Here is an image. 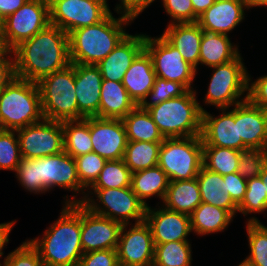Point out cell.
Segmentation results:
<instances>
[{
  "mask_svg": "<svg viewBox=\"0 0 267 266\" xmlns=\"http://www.w3.org/2000/svg\"><path fill=\"white\" fill-rule=\"evenodd\" d=\"M15 77L38 83L71 64L68 34L49 24L13 50Z\"/></svg>",
  "mask_w": 267,
  "mask_h": 266,
  "instance_id": "6da1fadb",
  "label": "cell"
},
{
  "mask_svg": "<svg viewBox=\"0 0 267 266\" xmlns=\"http://www.w3.org/2000/svg\"><path fill=\"white\" fill-rule=\"evenodd\" d=\"M29 242L37 249L43 266H77L84 254L81 245V203L64 204L59 218L42 238Z\"/></svg>",
  "mask_w": 267,
  "mask_h": 266,
  "instance_id": "7a4b0ae2",
  "label": "cell"
},
{
  "mask_svg": "<svg viewBox=\"0 0 267 266\" xmlns=\"http://www.w3.org/2000/svg\"><path fill=\"white\" fill-rule=\"evenodd\" d=\"M112 14L68 34L71 63L97 65L129 34L125 28L134 20L123 15L115 18Z\"/></svg>",
  "mask_w": 267,
  "mask_h": 266,
  "instance_id": "3957f363",
  "label": "cell"
},
{
  "mask_svg": "<svg viewBox=\"0 0 267 266\" xmlns=\"http://www.w3.org/2000/svg\"><path fill=\"white\" fill-rule=\"evenodd\" d=\"M196 90L166 100L147 111L164 138L192 137L201 135L202 112Z\"/></svg>",
  "mask_w": 267,
  "mask_h": 266,
  "instance_id": "277c9868",
  "label": "cell"
},
{
  "mask_svg": "<svg viewBox=\"0 0 267 266\" xmlns=\"http://www.w3.org/2000/svg\"><path fill=\"white\" fill-rule=\"evenodd\" d=\"M43 118L37 83L14 77L0 92V129L18 130Z\"/></svg>",
  "mask_w": 267,
  "mask_h": 266,
  "instance_id": "5b68a950",
  "label": "cell"
},
{
  "mask_svg": "<svg viewBox=\"0 0 267 266\" xmlns=\"http://www.w3.org/2000/svg\"><path fill=\"white\" fill-rule=\"evenodd\" d=\"M37 85L45 119L59 122L79 120L74 63L44 77Z\"/></svg>",
  "mask_w": 267,
  "mask_h": 266,
  "instance_id": "8992f818",
  "label": "cell"
},
{
  "mask_svg": "<svg viewBox=\"0 0 267 266\" xmlns=\"http://www.w3.org/2000/svg\"><path fill=\"white\" fill-rule=\"evenodd\" d=\"M201 136L164 138L159 149L158 166L169 181L191 180L203 166Z\"/></svg>",
  "mask_w": 267,
  "mask_h": 266,
  "instance_id": "52a82bcc",
  "label": "cell"
},
{
  "mask_svg": "<svg viewBox=\"0 0 267 266\" xmlns=\"http://www.w3.org/2000/svg\"><path fill=\"white\" fill-rule=\"evenodd\" d=\"M242 59L240 53L230 62L210 67L214 70L204 97L205 105H213L217 109L233 108L234 105L248 100L250 74Z\"/></svg>",
  "mask_w": 267,
  "mask_h": 266,
  "instance_id": "ba28073f",
  "label": "cell"
},
{
  "mask_svg": "<svg viewBox=\"0 0 267 266\" xmlns=\"http://www.w3.org/2000/svg\"><path fill=\"white\" fill-rule=\"evenodd\" d=\"M86 191L82 204L91 212L120 222L122 225H131V219L135 220V224L145 221L147 206L132 191L131 186ZM93 194L97 199L91 197Z\"/></svg>",
  "mask_w": 267,
  "mask_h": 266,
  "instance_id": "9c48e42d",
  "label": "cell"
},
{
  "mask_svg": "<svg viewBox=\"0 0 267 266\" xmlns=\"http://www.w3.org/2000/svg\"><path fill=\"white\" fill-rule=\"evenodd\" d=\"M50 24L67 34L97 24L110 13L108 2L95 0H49Z\"/></svg>",
  "mask_w": 267,
  "mask_h": 266,
  "instance_id": "30bf717a",
  "label": "cell"
},
{
  "mask_svg": "<svg viewBox=\"0 0 267 266\" xmlns=\"http://www.w3.org/2000/svg\"><path fill=\"white\" fill-rule=\"evenodd\" d=\"M145 50L151 56L156 77L179 82L187 90H194L192 85L197 70L162 35L153 38L145 34Z\"/></svg>",
  "mask_w": 267,
  "mask_h": 266,
  "instance_id": "8fae6325",
  "label": "cell"
},
{
  "mask_svg": "<svg viewBox=\"0 0 267 266\" xmlns=\"http://www.w3.org/2000/svg\"><path fill=\"white\" fill-rule=\"evenodd\" d=\"M49 24V0H28L4 19L5 50L12 51Z\"/></svg>",
  "mask_w": 267,
  "mask_h": 266,
  "instance_id": "7c38bea8",
  "label": "cell"
},
{
  "mask_svg": "<svg viewBox=\"0 0 267 266\" xmlns=\"http://www.w3.org/2000/svg\"><path fill=\"white\" fill-rule=\"evenodd\" d=\"M22 158L37 159L64 151L62 122L43 118L16 130Z\"/></svg>",
  "mask_w": 267,
  "mask_h": 266,
  "instance_id": "4fadbf2b",
  "label": "cell"
},
{
  "mask_svg": "<svg viewBox=\"0 0 267 266\" xmlns=\"http://www.w3.org/2000/svg\"><path fill=\"white\" fill-rule=\"evenodd\" d=\"M40 180L48 188V192L55 187L63 188L75 192L82 193V198L76 199L77 195L69 199L64 196V204L82 203L85 199V188L80 184L76 163L73 157L65 151L51 156L39 158ZM68 197V198H67Z\"/></svg>",
  "mask_w": 267,
  "mask_h": 266,
  "instance_id": "5bb4252c",
  "label": "cell"
},
{
  "mask_svg": "<svg viewBox=\"0 0 267 266\" xmlns=\"http://www.w3.org/2000/svg\"><path fill=\"white\" fill-rule=\"evenodd\" d=\"M123 224L119 234L117 255L120 266H148L154 262L155 245L149 225L143 221ZM127 229V230H126Z\"/></svg>",
  "mask_w": 267,
  "mask_h": 266,
  "instance_id": "9a60e30c",
  "label": "cell"
},
{
  "mask_svg": "<svg viewBox=\"0 0 267 266\" xmlns=\"http://www.w3.org/2000/svg\"><path fill=\"white\" fill-rule=\"evenodd\" d=\"M122 224L91 212L81 203V245L83 253L117 249Z\"/></svg>",
  "mask_w": 267,
  "mask_h": 266,
  "instance_id": "2e32d148",
  "label": "cell"
},
{
  "mask_svg": "<svg viewBox=\"0 0 267 266\" xmlns=\"http://www.w3.org/2000/svg\"><path fill=\"white\" fill-rule=\"evenodd\" d=\"M93 152L106 160H121L128 143L122 119L90 117Z\"/></svg>",
  "mask_w": 267,
  "mask_h": 266,
  "instance_id": "e0dca14e",
  "label": "cell"
},
{
  "mask_svg": "<svg viewBox=\"0 0 267 266\" xmlns=\"http://www.w3.org/2000/svg\"><path fill=\"white\" fill-rule=\"evenodd\" d=\"M238 122V150L257 148L267 150V110L246 100L235 105Z\"/></svg>",
  "mask_w": 267,
  "mask_h": 266,
  "instance_id": "ac0fdd59",
  "label": "cell"
},
{
  "mask_svg": "<svg viewBox=\"0 0 267 266\" xmlns=\"http://www.w3.org/2000/svg\"><path fill=\"white\" fill-rule=\"evenodd\" d=\"M160 206L158 208L148 206L145 216L154 244L189 241L188 236L192 232L190 216Z\"/></svg>",
  "mask_w": 267,
  "mask_h": 266,
  "instance_id": "d6986e66",
  "label": "cell"
},
{
  "mask_svg": "<svg viewBox=\"0 0 267 266\" xmlns=\"http://www.w3.org/2000/svg\"><path fill=\"white\" fill-rule=\"evenodd\" d=\"M233 109L222 108L219 116H212L207 110L202 112L201 139L203 146H218L238 150V122Z\"/></svg>",
  "mask_w": 267,
  "mask_h": 266,
  "instance_id": "ffe728a7",
  "label": "cell"
},
{
  "mask_svg": "<svg viewBox=\"0 0 267 266\" xmlns=\"http://www.w3.org/2000/svg\"><path fill=\"white\" fill-rule=\"evenodd\" d=\"M102 75L96 65L75 64V90L79 120L99 117Z\"/></svg>",
  "mask_w": 267,
  "mask_h": 266,
  "instance_id": "44dd1931",
  "label": "cell"
},
{
  "mask_svg": "<svg viewBox=\"0 0 267 266\" xmlns=\"http://www.w3.org/2000/svg\"><path fill=\"white\" fill-rule=\"evenodd\" d=\"M144 49V34H128L96 65L100 70L102 78L110 81L122 82L125 72Z\"/></svg>",
  "mask_w": 267,
  "mask_h": 266,
  "instance_id": "7402d4cb",
  "label": "cell"
},
{
  "mask_svg": "<svg viewBox=\"0 0 267 266\" xmlns=\"http://www.w3.org/2000/svg\"><path fill=\"white\" fill-rule=\"evenodd\" d=\"M247 6L243 0H216L205 12L198 16L201 29L215 31L218 34L232 32L245 18Z\"/></svg>",
  "mask_w": 267,
  "mask_h": 266,
  "instance_id": "603a6c76",
  "label": "cell"
},
{
  "mask_svg": "<svg viewBox=\"0 0 267 266\" xmlns=\"http://www.w3.org/2000/svg\"><path fill=\"white\" fill-rule=\"evenodd\" d=\"M162 36L178 49L187 63L198 70L202 29L197 22L167 25Z\"/></svg>",
  "mask_w": 267,
  "mask_h": 266,
  "instance_id": "cb8c5ba5",
  "label": "cell"
},
{
  "mask_svg": "<svg viewBox=\"0 0 267 266\" xmlns=\"http://www.w3.org/2000/svg\"><path fill=\"white\" fill-rule=\"evenodd\" d=\"M155 79L151 56L144 49L125 72L122 84L133 101L139 105L152 89Z\"/></svg>",
  "mask_w": 267,
  "mask_h": 266,
  "instance_id": "d4e9b609",
  "label": "cell"
},
{
  "mask_svg": "<svg viewBox=\"0 0 267 266\" xmlns=\"http://www.w3.org/2000/svg\"><path fill=\"white\" fill-rule=\"evenodd\" d=\"M238 47L228 35L202 29L199 64L209 68L230 62L240 54Z\"/></svg>",
  "mask_w": 267,
  "mask_h": 266,
  "instance_id": "484cf974",
  "label": "cell"
},
{
  "mask_svg": "<svg viewBox=\"0 0 267 266\" xmlns=\"http://www.w3.org/2000/svg\"><path fill=\"white\" fill-rule=\"evenodd\" d=\"M136 106L122 82L102 80L99 117L123 119Z\"/></svg>",
  "mask_w": 267,
  "mask_h": 266,
  "instance_id": "4316f807",
  "label": "cell"
},
{
  "mask_svg": "<svg viewBox=\"0 0 267 266\" xmlns=\"http://www.w3.org/2000/svg\"><path fill=\"white\" fill-rule=\"evenodd\" d=\"M196 178L199 184L201 201L228 210L235 217L238 213V205L227 191L223 176L202 166Z\"/></svg>",
  "mask_w": 267,
  "mask_h": 266,
  "instance_id": "83f0119b",
  "label": "cell"
},
{
  "mask_svg": "<svg viewBox=\"0 0 267 266\" xmlns=\"http://www.w3.org/2000/svg\"><path fill=\"white\" fill-rule=\"evenodd\" d=\"M162 203L169 210L190 215L202 203L197 178L169 181Z\"/></svg>",
  "mask_w": 267,
  "mask_h": 266,
  "instance_id": "f1b7e54d",
  "label": "cell"
},
{
  "mask_svg": "<svg viewBox=\"0 0 267 266\" xmlns=\"http://www.w3.org/2000/svg\"><path fill=\"white\" fill-rule=\"evenodd\" d=\"M189 216L192 232L200 236L224 231L234 217L228 210L205 202H202Z\"/></svg>",
  "mask_w": 267,
  "mask_h": 266,
  "instance_id": "f546056e",
  "label": "cell"
},
{
  "mask_svg": "<svg viewBox=\"0 0 267 266\" xmlns=\"http://www.w3.org/2000/svg\"><path fill=\"white\" fill-rule=\"evenodd\" d=\"M168 185L169 178L158 165L133 172L131 176L132 191L147 207L149 204L146 200L153 196L159 197L163 202Z\"/></svg>",
  "mask_w": 267,
  "mask_h": 266,
  "instance_id": "4dcf8cb0",
  "label": "cell"
},
{
  "mask_svg": "<svg viewBox=\"0 0 267 266\" xmlns=\"http://www.w3.org/2000/svg\"><path fill=\"white\" fill-rule=\"evenodd\" d=\"M122 121L128 141L162 143L164 140L149 112L139 105L125 116Z\"/></svg>",
  "mask_w": 267,
  "mask_h": 266,
  "instance_id": "1f68e13d",
  "label": "cell"
},
{
  "mask_svg": "<svg viewBox=\"0 0 267 266\" xmlns=\"http://www.w3.org/2000/svg\"><path fill=\"white\" fill-rule=\"evenodd\" d=\"M64 151L73 158L93 151L90 135V117L62 122Z\"/></svg>",
  "mask_w": 267,
  "mask_h": 266,
  "instance_id": "d6a6232c",
  "label": "cell"
},
{
  "mask_svg": "<svg viewBox=\"0 0 267 266\" xmlns=\"http://www.w3.org/2000/svg\"><path fill=\"white\" fill-rule=\"evenodd\" d=\"M161 143L128 141L123 161L130 171L136 172L158 165Z\"/></svg>",
  "mask_w": 267,
  "mask_h": 266,
  "instance_id": "836d02e7",
  "label": "cell"
},
{
  "mask_svg": "<svg viewBox=\"0 0 267 266\" xmlns=\"http://www.w3.org/2000/svg\"><path fill=\"white\" fill-rule=\"evenodd\" d=\"M240 151L233 148L203 146V167L222 176L236 173Z\"/></svg>",
  "mask_w": 267,
  "mask_h": 266,
  "instance_id": "e575fe53",
  "label": "cell"
},
{
  "mask_svg": "<svg viewBox=\"0 0 267 266\" xmlns=\"http://www.w3.org/2000/svg\"><path fill=\"white\" fill-rule=\"evenodd\" d=\"M249 255L244 259L253 266H267V226L257 217L246 219Z\"/></svg>",
  "mask_w": 267,
  "mask_h": 266,
  "instance_id": "d590c367",
  "label": "cell"
},
{
  "mask_svg": "<svg viewBox=\"0 0 267 266\" xmlns=\"http://www.w3.org/2000/svg\"><path fill=\"white\" fill-rule=\"evenodd\" d=\"M154 262L158 266H192V250L189 241H171L154 244Z\"/></svg>",
  "mask_w": 267,
  "mask_h": 266,
  "instance_id": "8d00e7d4",
  "label": "cell"
},
{
  "mask_svg": "<svg viewBox=\"0 0 267 266\" xmlns=\"http://www.w3.org/2000/svg\"><path fill=\"white\" fill-rule=\"evenodd\" d=\"M132 172L123 159L107 160L96 181L88 189L124 188L131 186Z\"/></svg>",
  "mask_w": 267,
  "mask_h": 266,
  "instance_id": "74e56055",
  "label": "cell"
},
{
  "mask_svg": "<svg viewBox=\"0 0 267 266\" xmlns=\"http://www.w3.org/2000/svg\"><path fill=\"white\" fill-rule=\"evenodd\" d=\"M186 91L187 89L179 82L156 77L152 89L139 106L144 110H148L166 100L179 97ZM147 98L151 101H148Z\"/></svg>",
  "mask_w": 267,
  "mask_h": 266,
  "instance_id": "f35d334b",
  "label": "cell"
},
{
  "mask_svg": "<svg viewBox=\"0 0 267 266\" xmlns=\"http://www.w3.org/2000/svg\"><path fill=\"white\" fill-rule=\"evenodd\" d=\"M266 191L260 177L247 180V189L242 202L238 205V212L244 216L266 211Z\"/></svg>",
  "mask_w": 267,
  "mask_h": 266,
  "instance_id": "ab89813d",
  "label": "cell"
},
{
  "mask_svg": "<svg viewBox=\"0 0 267 266\" xmlns=\"http://www.w3.org/2000/svg\"><path fill=\"white\" fill-rule=\"evenodd\" d=\"M21 158L16 130L0 129V170L15 172Z\"/></svg>",
  "mask_w": 267,
  "mask_h": 266,
  "instance_id": "60d3db41",
  "label": "cell"
},
{
  "mask_svg": "<svg viewBox=\"0 0 267 266\" xmlns=\"http://www.w3.org/2000/svg\"><path fill=\"white\" fill-rule=\"evenodd\" d=\"M15 174L21 186L30 193L43 194L48 192V188L40 180L39 158H21Z\"/></svg>",
  "mask_w": 267,
  "mask_h": 266,
  "instance_id": "b9f144b4",
  "label": "cell"
},
{
  "mask_svg": "<svg viewBox=\"0 0 267 266\" xmlns=\"http://www.w3.org/2000/svg\"><path fill=\"white\" fill-rule=\"evenodd\" d=\"M80 184L88 189L98 178L106 159L95 152L74 158Z\"/></svg>",
  "mask_w": 267,
  "mask_h": 266,
  "instance_id": "7bdbcfd3",
  "label": "cell"
},
{
  "mask_svg": "<svg viewBox=\"0 0 267 266\" xmlns=\"http://www.w3.org/2000/svg\"><path fill=\"white\" fill-rule=\"evenodd\" d=\"M267 163V150L247 148L240 151L237 172L245 179L259 177L262 168Z\"/></svg>",
  "mask_w": 267,
  "mask_h": 266,
  "instance_id": "ee69618b",
  "label": "cell"
},
{
  "mask_svg": "<svg viewBox=\"0 0 267 266\" xmlns=\"http://www.w3.org/2000/svg\"><path fill=\"white\" fill-rule=\"evenodd\" d=\"M2 263L4 266H43L39 252L29 239L5 256Z\"/></svg>",
  "mask_w": 267,
  "mask_h": 266,
  "instance_id": "f6af8a7d",
  "label": "cell"
},
{
  "mask_svg": "<svg viewBox=\"0 0 267 266\" xmlns=\"http://www.w3.org/2000/svg\"><path fill=\"white\" fill-rule=\"evenodd\" d=\"M165 12L170 16V24L194 23V9L191 0H162Z\"/></svg>",
  "mask_w": 267,
  "mask_h": 266,
  "instance_id": "bcb514c9",
  "label": "cell"
},
{
  "mask_svg": "<svg viewBox=\"0 0 267 266\" xmlns=\"http://www.w3.org/2000/svg\"><path fill=\"white\" fill-rule=\"evenodd\" d=\"M79 266H120L116 249L88 252L82 255Z\"/></svg>",
  "mask_w": 267,
  "mask_h": 266,
  "instance_id": "7dc6e473",
  "label": "cell"
},
{
  "mask_svg": "<svg viewBox=\"0 0 267 266\" xmlns=\"http://www.w3.org/2000/svg\"><path fill=\"white\" fill-rule=\"evenodd\" d=\"M251 78L248 76V100L253 105L267 110V75L257 78L255 82Z\"/></svg>",
  "mask_w": 267,
  "mask_h": 266,
  "instance_id": "c3c4849f",
  "label": "cell"
},
{
  "mask_svg": "<svg viewBox=\"0 0 267 266\" xmlns=\"http://www.w3.org/2000/svg\"><path fill=\"white\" fill-rule=\"evenodd\" d=\"M224 182H226L227 191L229 192L232 200L239 205L247 189V180H245L238 172L229 173L223 176Z\"/></svg>",
  "mask_w": 267,
  "mask_h": 266,
  "instance_id": "681fc988",
  "label": "cell"
},
{
  "mask_svg": "<svg viewBox=\"0 0 267 266\" xmlns=\"http://www.w3.org/2000/svg\"><path fill=\"white\" fill-rule=\"evenodd\" d=\"M116 4L115 11L128 18L135 20L146 8L155 0H119Z\"/></svg>",
  "mask_w": 267,
  "mask_h": 266,
  "instance_id": "f907efd6",
  "label": "cell"
},
{
  "mask_svg": "<svg viewBox=\"0 0 267 266\" xmlns=\"http://www.w3.org/2000/svg\"><path fill=\"white\" fill-rule=\"evenodd\" d=\"M14 77V55L11 50H5L0 55V92L12 81Z\"/></svg>",
  "mask_w": 267,
  "mask_h": 266,
  "instance_id": "816d5d0a",
  "label": "cell"
},
{
  "mask_svg": "<svg viewBox=\"0 0 267 266\" xmlns=\"http://www.w3.org/2000/svg\"><path fill=\"white\" fill-rule=\"evenodd\" d=\"M27 1L28 0H0V16L5 19L22 7Z\"/></svg>",
  "mask_w": 267,
  "mask_h": 266,
  "instance_id": "f5cc1de1",
  "label": "cell"
},
{
  "mask_svg": "<svg viewBox=\"0 0 267 266\" xmlns=\"http://www.w3.org/2000/svg\"><path fill=\"white\" fill-rule=\"evenodd\" d=\"M15 222L16 220L0 223V258L4 255L3 249L9 242V234L12 231Z\"/></svg>",
  "mask_w": 267,
  "mask_h": 266,
  "instance_id": "db71d44e",
  "label": "cell"
},
{
  "mask_svg": "<svg viewBox=\"0 0 267 266\" xmlns=\"http://www.w3.org/2000/svg\"><path fill=\"white\" fill-rule=\"evenodd\" d=\"M216 0H191L194 9V23L197 22L198 16L205 12Z\"/></svg>",
  "mask_w": 267,
  "mask_h": 266,
  "instance_id": "11a10c76",
  "label": "cell"
},
{
  "mask_svg": "<svg viewBox=\"0 0 267 266\" xmlns=\"http://www.w3.org/2000/svg\"><path fill=\"white\" fill-rule=\"evenodd\" d=\"M247 6V10L251 7H267V0H243Z\"/></svg>",
  "mask_w": 267,
  "mask_h": 266,
  "instance_id": "9f6ffc18",
  "label": "cell"
},
{
  "mask_svg": "<svg viewBox=\"0 0 267 266\" xmlns=\"http://www.w3.org/2000/svg\"><path fill=\"white\" fill-rule=\"evenodd\" d=\"M259 177L261 178L262 182L264 183V189H265L266 194H267V163L262 168V171H261ZM266 211H267V196H266Z\"/></svg>",
  "mask_w": 267,
  "mask_h": 266,
  "instance_id": "6f0895ef",
  "label": "cell"
},
{
  "mask_svg": "<svg viewBox=\"0 0 267 266\" xmlns=\"http://www.w3.org/2000/svg\"><path fill=\"white\" fill-rule=\"evenodd\" d=\"M0 46L5 50L4 19L0 16Z\"/></svg>",
  "mask_w": 267,
  "mask_h": 266,
  "instance_id": "680465c9",
  "label": "cell"
},
{
  "mask_svg": "<svg viewBox=\"0 0 267 266\" xmlns=\"http://www.w3.org/2000/svg\"><path fill=\"white\" fill-rule=\"evenodd\" d=\"M237 266H253L250 263H248L246 260H243L239 265Z\"/></svg>",
  "mask_w": 267,
  "mask_h": 266,
  "instance_id": "91938a15",
  "label": "cell"
},
{
  "mask_svg": "<svg viewBox=\"0 0 267 266\" xmlns=\"http://www.w3.org/2000/svg\"><path fill=\"white\" fill-rule=\"evenodd\" d=\"M5 50L0 46V55L4 52Z\"/></svg>",
  "mask_w": 267,
  "mask_h": 266,
  "instance_id": "94428289",
  "label": "cell"
},
{
  "mask_svg": "<svg viewBox=\"0 0 267 266\" xmlns=\"http://www.w3.org/2000/svg\"><path fill=\"white\" fill-rule=\"evenodd\" d=\"M148 266H158V265H156L155 263H151Z\"/></svg>",
  "mask_w": 267,
  "mask_h": 266,
  "instance_id": "6125c7cd",
  "label": "cell"
},
{
  "mask_svg": "<svg viewBox=\"0 0 267 266\" xmlns=\"http://www.w3.org/2000/svg\"><path fill=\"white\" fill-rule=\"evenodd\" d=\"M95 1H99V2H107V0H95Z\"/></svg>",
  "mask_w": 267,
  "mask_h": 266,
  "instance_id": "be15d7a7",
  "label": "cell"
}]
</instances>
